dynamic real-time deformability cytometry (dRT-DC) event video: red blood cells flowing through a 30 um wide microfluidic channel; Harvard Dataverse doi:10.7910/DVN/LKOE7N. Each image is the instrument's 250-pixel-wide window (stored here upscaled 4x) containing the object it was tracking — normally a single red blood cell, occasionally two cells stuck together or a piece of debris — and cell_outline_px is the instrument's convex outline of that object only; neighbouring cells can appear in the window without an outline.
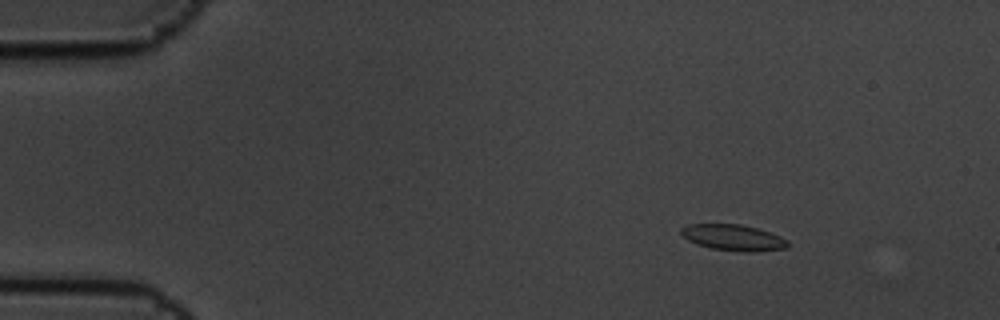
{"species": "common noctule bat (a hibernating species)", "species_latin": "Nyctalus noctula", "temperature_condition": "cold", "stored_images_in_passage": 4, "camera_frame_rate_fps": 3000, "um_per_image_px": 0.085, "animal": {"sex": "male", "body_mass_g": 19.5, "forearm_length_mm": 54.6}, "frame": {"image": 1, "passage_image": 1, "time_ms": 0.0, "image_size_px": [1000, 320], "cell_outline_px": [[788, 248], [756, 252], [748, 252], [712, 248], [696, 244], [688, 240], [680, 232], [680, 228], [688, 224], [740, 224], [756, 228], [780, 236], [788, 240]], "centroid_in_image_um": [62.33, 20.19], "position_along_channel_um": 22.7, "area_um2": 16.13}}
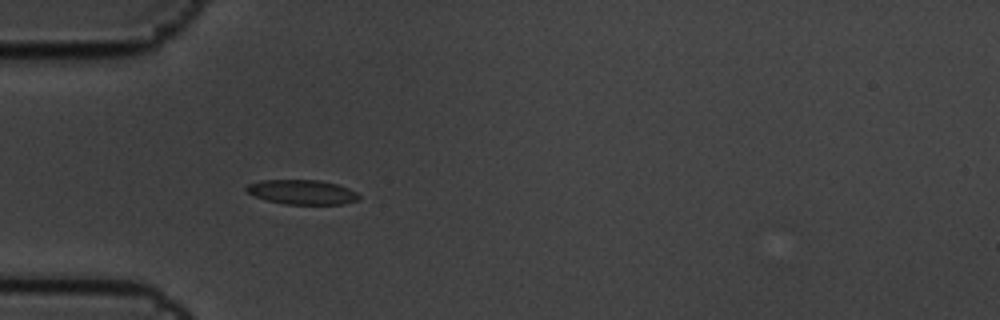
{"frame": {"image": 2, "passage_image": 4, "time_ms": 1.0, "image_size_px": [1000, 320], "cell_outline_px": [[360, 196], [356, 200], [344, 204], [284, 204], [268, 200], [256, 196], [248, 192], [244, 188], [248, 184], [260, 180], [320, 180], [336, 184], [348, 188], [356, 192]], "centroid_in_image_um": [25.67, 16.32], "position_along_channel_um": 59.3, "area_um2": 15.95}}